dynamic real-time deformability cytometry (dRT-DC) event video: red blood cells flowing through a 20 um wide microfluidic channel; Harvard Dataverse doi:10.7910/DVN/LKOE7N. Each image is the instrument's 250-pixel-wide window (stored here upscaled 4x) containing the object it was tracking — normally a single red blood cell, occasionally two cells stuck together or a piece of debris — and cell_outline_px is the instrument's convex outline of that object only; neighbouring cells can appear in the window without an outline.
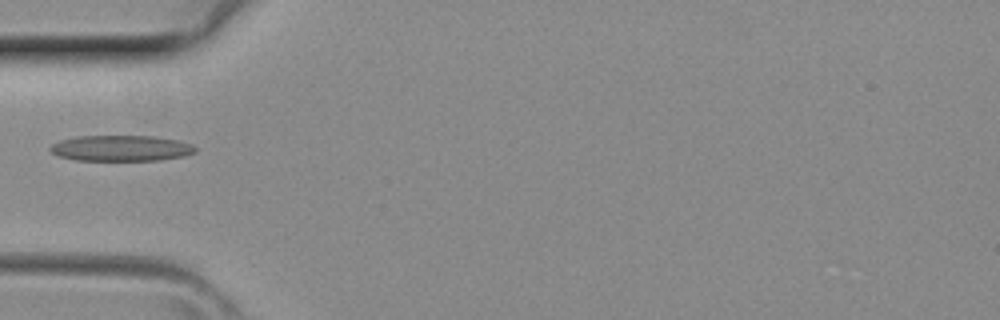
{"species": "common noctule bat (a hibernating species)", "species_latin": "Nyctalus noctula", "temperature_condition": "room temperature", "stored_images_in_passage": 3, "camera_frame_rate_fps": 3000, "um_per_image_px": 0.085, "animal": {"sex": "female", "body_mass_g": 29.2, "forearm_length_mm": 56.3}, "frame": {"image": 1, "passage_image": 3, "time_ms": 0.667, "image_size_px": [1000, 320], "cell_outline_px": [[196, 152], [184, 156], [160, 160], [76, 160], [60, 156], [52, 152], [48, 148], [52, 144], [60, 140], [76, 136], [152, 136], [176, 140], [192, 144], [196, 148]], "centroid_in_image_um": [10.29, 12.59], "position_along_channel_um": 74.7, "area_um2": 21.73}}